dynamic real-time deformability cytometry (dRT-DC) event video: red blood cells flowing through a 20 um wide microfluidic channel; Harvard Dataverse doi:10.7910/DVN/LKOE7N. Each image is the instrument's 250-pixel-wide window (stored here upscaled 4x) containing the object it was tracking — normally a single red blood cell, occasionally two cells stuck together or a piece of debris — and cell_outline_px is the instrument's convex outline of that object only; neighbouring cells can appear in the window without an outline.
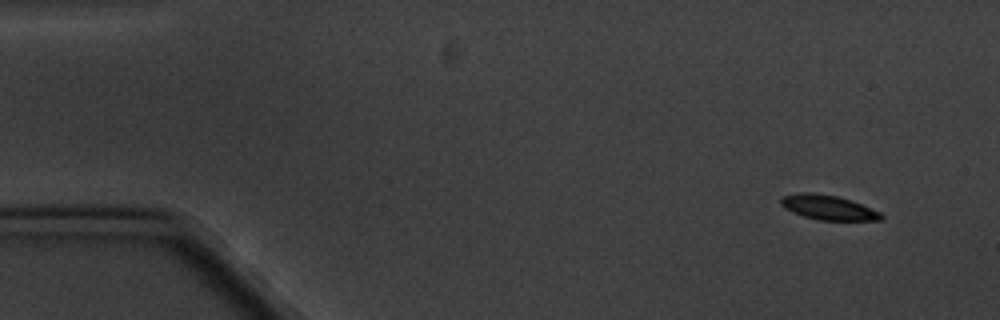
{"species": "common noctule bat (a hibernating species)", "species_latin": "Nyctalus noctula", "temperature_condition": "cold", "stored_images_in_passage": 4, "camera_frame_rate_fps": 3000, "um_per_image_px": 0.085, "animal": {"sex": "male", "body_mass_g": 20.1, "forearm_length_mm": 53.5}, "frame": {"image": 1, "passage_image": 1, "time_ms": 0.0, "image_size_px": [1000, 320], "cell_outline_px": [[884, 220], [820, 220], [804, 216], [792, 212], [784, 208], [780, 204], [780, 200], [784, 196], [800, 192], [812, 192], [836, 196], [852, 200], [880, 212], [884, 216]], "centroid_in_image_um": [70.4, 17.63], "position_along_channel_um": 14.6, "area_um2": 14.39}}
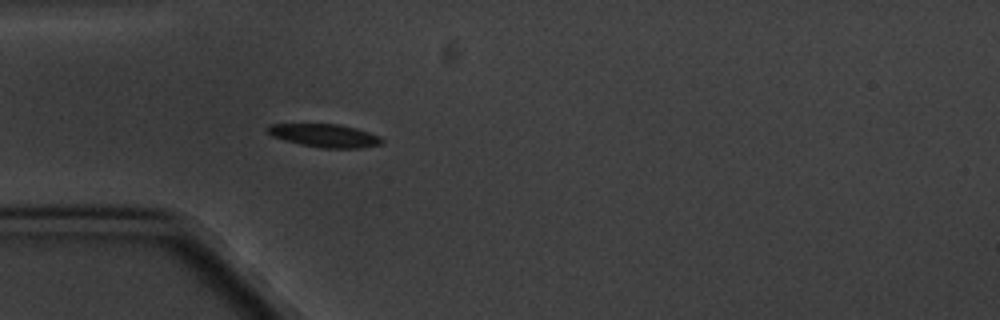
{"frame": {"image": 2, "passage_image": 4, "time_ms": 4.333, "image_size_px": [1000, 320], "cell_outline_px": [[384, 140], [380, 144], [360, 148], [320, 148], [300, 144], [284, 140], [272, 136], [264, 128], [268, 124], [336, 124], [356, 128], [380, 136]], "centroid_in_image_um": [27.57, 11.52], "position_along_channel_um": 57.4, "area_um2": 15.43}}